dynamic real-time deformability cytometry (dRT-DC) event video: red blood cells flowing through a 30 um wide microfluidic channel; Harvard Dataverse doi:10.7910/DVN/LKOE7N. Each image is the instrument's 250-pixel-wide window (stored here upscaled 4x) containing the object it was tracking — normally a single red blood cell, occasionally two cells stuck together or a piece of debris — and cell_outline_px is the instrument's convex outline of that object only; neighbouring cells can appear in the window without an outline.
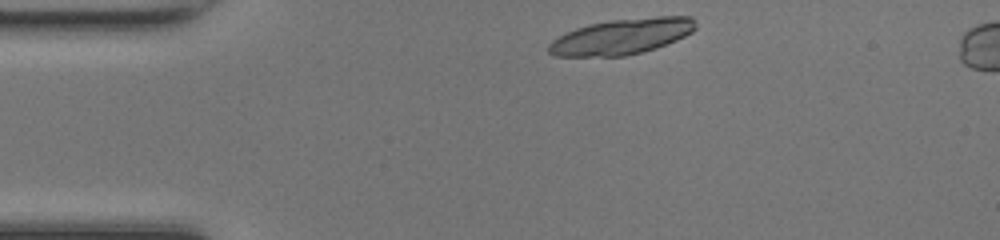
{"species": "common noctule bat (a hibernating species)", "species_latin": "Nyctalus noctula", "temperature_condition": "room temperature", "stored_images_in_passage": 41, "camera_frame_rate_fps": 3000, "um_per_image_px": 0.085, "animal": {"sex": "female", "body_mass_g": 17.0, "forearm_length_mm": 48.0}, "frame": {"image": 1, "passage_image": 1, "time_ms": 0.0, "image_size_px": [1000, 240], "cell_outline_px": [[696, 28], [692, 32], [676, 40], [656, 48], [624, 56], [556, 56], [548, 52], [548, 44], [552, 40], [576, 28], [588, 24], [608, 20], [656, 16], [692, 16], [696, 20]], "centroid_in_image_um": [52.87, 3.09], "position_along_channel_um": 32.1, "area_um2": 30.58}, "authors_computed_cell_mechanics": {"area_um2": 20.0566, "velocity_mm_per_s": 4.1969, "shape_relaxation_time_tau1_ms": 1.9524, "shape_relaxation_time_tau2_ms": null, "deformation_change_tau1": 0.0763, "deformation_change_tau2": null}}